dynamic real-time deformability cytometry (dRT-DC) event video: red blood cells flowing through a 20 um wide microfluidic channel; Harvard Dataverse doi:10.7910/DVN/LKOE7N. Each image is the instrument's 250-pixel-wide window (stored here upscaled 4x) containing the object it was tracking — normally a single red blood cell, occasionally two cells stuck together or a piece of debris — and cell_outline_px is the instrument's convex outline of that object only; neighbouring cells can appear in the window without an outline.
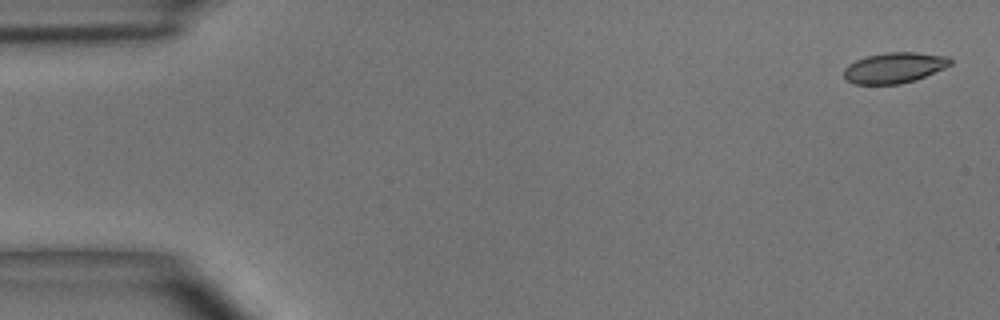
{"species": "common noctule bat (a hibernating species)", "species_latin": "Nyctalus noctula", "temperature_condition": "room temperature", "stored_images_in_passage": 3, "camera_frame_rate_fps": 3000, "um_per_image_px": 0.085, "animal": {"sex": "male", "body_mass_g": 15.6}, "frame": {"image": 1, "passage_image": 1, "time_ms": 0.0, "image_size_px": [1000, 320], "cell_outline_px": [[952, 64], [944, 68], [916, 80], [900, 84], [852, 84], [844, 76], [844, 68], [848, 64], [856, 60], [868, 56], [884, 52], [916, 52], [948, 56], [952, 60]], "centroid_in_image_um": [76.03, 5.75], "position_along_channel_um": 9.0, "area_um2": 19.07}}